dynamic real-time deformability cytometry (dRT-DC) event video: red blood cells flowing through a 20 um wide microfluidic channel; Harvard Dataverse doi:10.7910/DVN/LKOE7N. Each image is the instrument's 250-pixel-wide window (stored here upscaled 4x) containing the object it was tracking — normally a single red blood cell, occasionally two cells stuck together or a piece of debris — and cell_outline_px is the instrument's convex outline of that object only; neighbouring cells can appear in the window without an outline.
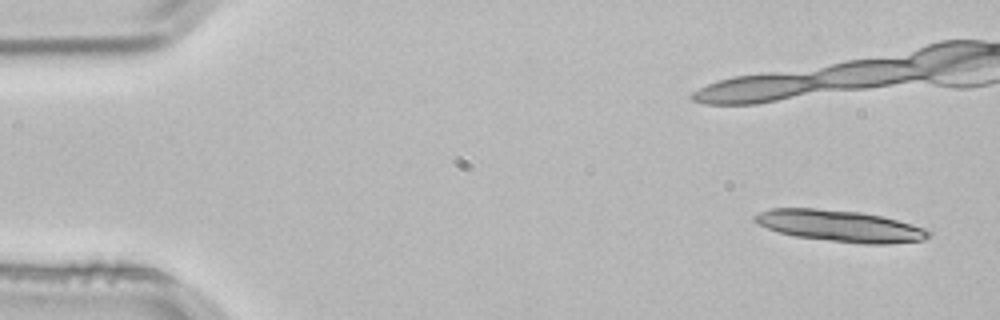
{"species": "common noctule bat (a hibernating species)", "species_latin": "Nyctalus noctula", "temperature_condition": "room temperature", "stored_images_in_passage": 5, "camera_frame_rate_fps": 3000, "um_per_image_px": 0.085, "animal": {"sex": "male", "body_mass_g": 21.5, "forearm_length_mm": 52.0}, "frame": {"image": 1, "passage_image": 1, "time_ms": 0.0, "image_size_px": [1000, 320], "cell_outline_px": [[932, 236], [924, 240], [888, 244], [864, 244], [796, 236], [780, 232], [768, 228], [752, 220], [752, 216], [760, 212], [772, 208], [816, 208], [860, 212], [884, 216], [912, 224], [924, 228], [932, 232]], "centroid_in_image_um": [71.45, 19.2], "position_along_channel_um": 13.5, "area_um2": 31.85}}